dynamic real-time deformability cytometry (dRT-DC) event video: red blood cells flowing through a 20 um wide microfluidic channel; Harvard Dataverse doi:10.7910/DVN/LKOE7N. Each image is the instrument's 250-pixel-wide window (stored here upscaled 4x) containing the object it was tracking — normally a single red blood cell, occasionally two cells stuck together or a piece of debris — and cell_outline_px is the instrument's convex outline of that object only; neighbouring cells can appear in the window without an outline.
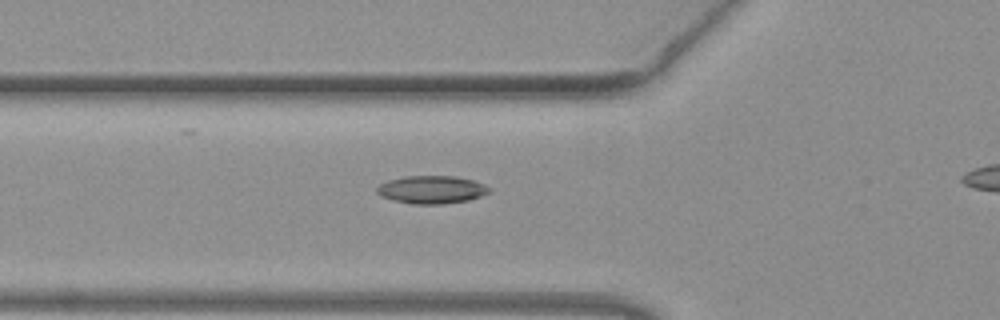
{"species": "common noctule bat (a hibernating species)", "species_latin": "Nyctalus noctula", "temperature_condition": "warm", "stored_images_in_passage": 28, "camera_frame_rate_fps": 3000, "um_per_image_px": 0.085, "animal": {"sex": "female", "body_mass_g": 19.3, "forearm_length_mm": 54.1}, "frame": {"image": 1, "passage_image": 2, "time_ms": 0.333, "image_size_px": [1000, 320], "cell_outline_px": [[492, 188], [488, 192], [480, 196], [468, 200], [444, 204], [412, 204], [392, 200], [380, 196], [376, 192], [376, 188], [380, 184], [388, 180], [404, 176], [456, 176], [472, 180], [484, 184]], "centroid_in_image_um": [36.66, 16.12], "position_along_channel_um": 89.1, "area_um2": 18.32}}
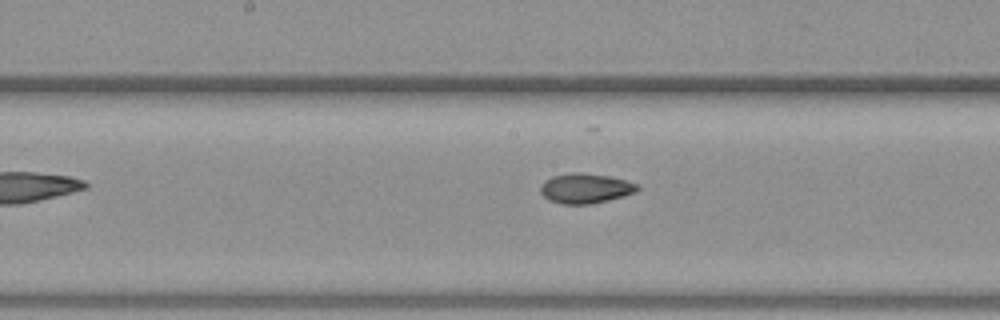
{"frame": {"image": 2, "passage_image": 10, "time_ms": 3.0, "image_size_px": [1000, 320], "cell_outline_px": [[640, 188], [636, 192], [624, 196], [592, 204], [560, 204], [548, 200], [540, 192], [540, 184], [544, 180], [552, 176], [572, 172], [576, 172], [608, 176], [624, 180], [636, 184]], "centroid_in_image_um": [49.71, 16.02], "position_along_channel_um": 198.5, "area_um2": 16.94}}
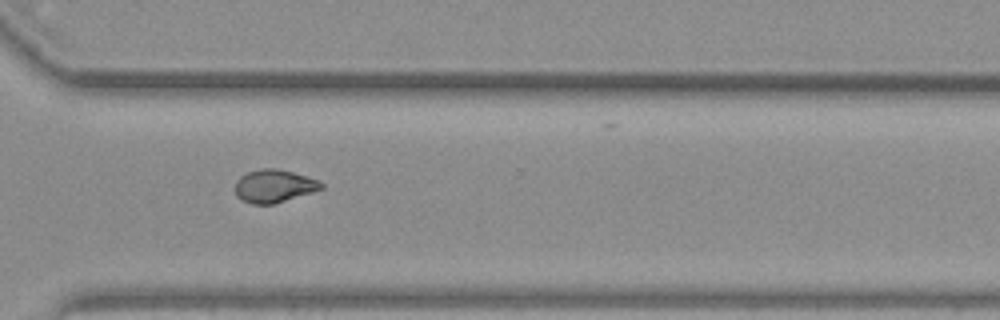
{"frame": {"image": 3, "passage_image": 21, "time_ms": 6.667, "image_size_px": [1000, 320], "cell_outline_px": [[324, 188], [312, 192], [272, 204], [252, 204], [240, 200], [236, 196], [236, 180], [240, 176], [248, 172], [260, 168], [276, 168], [308, 176], [320, 180], [324, 184]], "centroid_in_image_um": [23.3, 15.8], "position_along_channel_um": 347.3, "area_um2": 16.59}}